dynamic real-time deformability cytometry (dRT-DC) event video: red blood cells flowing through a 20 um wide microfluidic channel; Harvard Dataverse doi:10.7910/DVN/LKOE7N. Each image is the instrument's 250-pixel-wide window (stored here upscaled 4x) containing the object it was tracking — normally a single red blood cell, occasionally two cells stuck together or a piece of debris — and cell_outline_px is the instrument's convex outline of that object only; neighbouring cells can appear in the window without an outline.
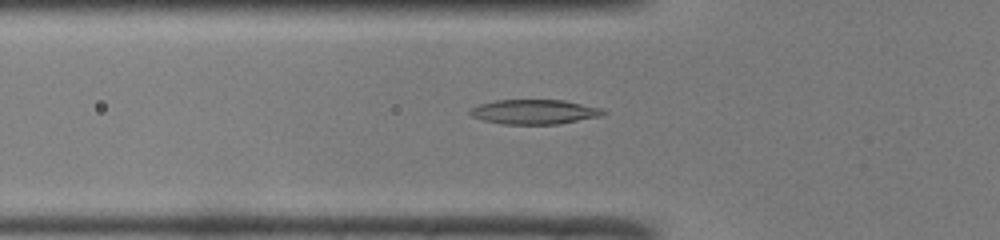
{"species": "common noctule bat (a hibernating species)", "species_latin": "Nyctalus noctula", "temperature_condition": "room temperature", "stored_images_in_passage": 17, "camera_frame_rate_fps": 3000, "um_per_image_px": 0.085, "animal": {"sex": "male", "body_mass_g": 19.0, "forearm_length_mm": 50.8}, "frame": {"image": 1, "passage_image": 17, "time_ms": 5.333, "image_size_px": [1000, 240], "cell_outline_px": [[608, 112], [604, 116], [560, 124], [504, 124], [484, 120], [472, 116], [468, 112], [472, 108], [480, 104], [496, 100], [564, 100], [604, 108]], "centroid_in_image_um": [45.52, 9.51], "position_along_channel_um": 80.3, "area_um2": 19.31}}